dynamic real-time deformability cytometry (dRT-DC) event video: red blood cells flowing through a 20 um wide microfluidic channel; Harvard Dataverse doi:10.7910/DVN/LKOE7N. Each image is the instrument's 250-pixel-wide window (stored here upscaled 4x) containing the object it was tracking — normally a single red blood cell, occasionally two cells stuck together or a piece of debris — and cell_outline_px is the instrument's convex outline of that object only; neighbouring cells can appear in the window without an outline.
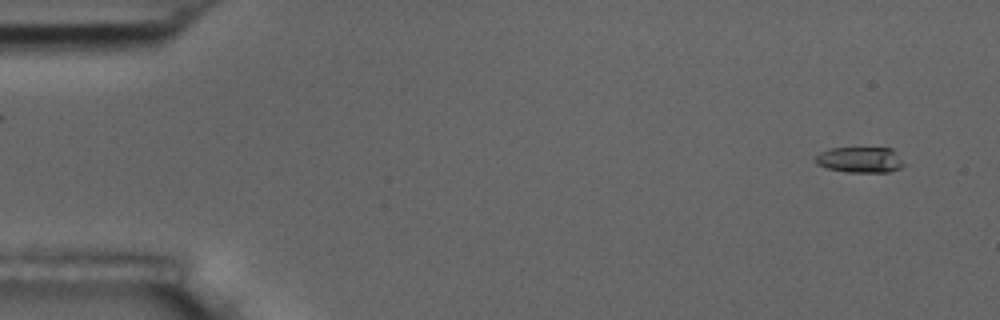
{"species": "common noctule bat (a hibernating species)", "species_latin": "Nyctalus noctula", "temperature_condition": "room temperature", "stored_images_in_passage": 5, "camera_frame_rate_fps": 3000, "um_per_image_px": 0.085, "animal": {"sex": "male", "body_mass_g": 17.5, "forearm_length_mm": 52.3}, "frame": {"image": 1, "passage_image": 1, "time_ms": 0.0, "image_size_px": [1000, 320], "cell_outline_px": [[908, 164], [900, 168], [888, 172], [848, 172], [828, 168], [816, 164], [816, 156], [820, 152], [828, 148], [892, 148]], "centroid_in_image_um": [73.16, 13.58], "position_along_channel_um": 11.8, "area_um2": 13.41}}
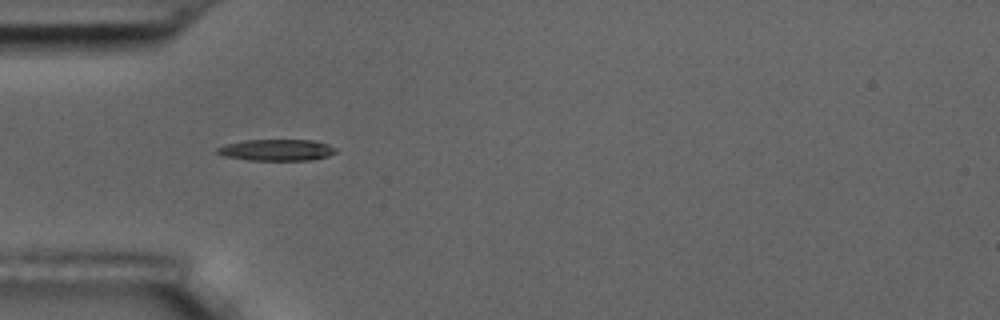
{"frame": {"image": 2, "passage_image": 5, "time_ms": 4.667, "image_size_px": [1000, 320], "cell_outline_px": [[336, 152], [328, 156], [312, 160], [248, 160], [224, 156], [212, 152], [216, 148], [224, 144], [244, 140], [312, 140], [328, 144], [336, 148]], "centroid_in_image_um": [23.46, 12.75], "position_along_channel_um": 61.5, "area_um2": 14.97}}